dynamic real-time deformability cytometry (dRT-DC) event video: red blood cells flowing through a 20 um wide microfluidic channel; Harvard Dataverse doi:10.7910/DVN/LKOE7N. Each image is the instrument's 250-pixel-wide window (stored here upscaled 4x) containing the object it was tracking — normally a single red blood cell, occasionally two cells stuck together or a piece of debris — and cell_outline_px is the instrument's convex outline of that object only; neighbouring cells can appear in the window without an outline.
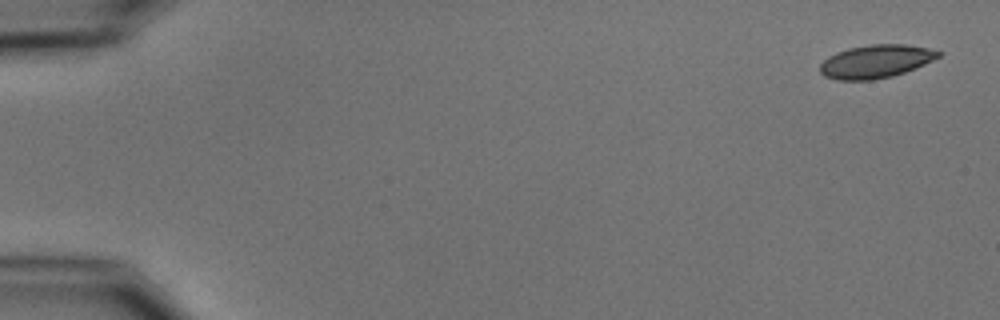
{"species": "common noctule bat (a hibernating species)", "species_latin": "Nyctalus noctula", "temperature_condition": "cold", "stored_images_in_passage": 5, "camera_frame_rate_fps": 3000, "um_per_image_px": 0.085, "animal": {"sex": "male", "body_mass_g": 15.6}, "frame": {"image": 1, "passage_image": 1, "time_ms": 0.0, "image_size_px": [1000, 320], "cell_outline_px": [[944, 52], [940, 56], [924, 64], [904, 72], [892, 76], [872, 80], [840, 80], [824, 76], [820, 72], [820, 64], [828, 56], [836, 52], [848, 48], [872, 44], [904, 44], [928, 48]], "centroid_in_image_um": [74.43, 5.21], "position_along_channel_um": 10.6, "area_um2": 22.83}}
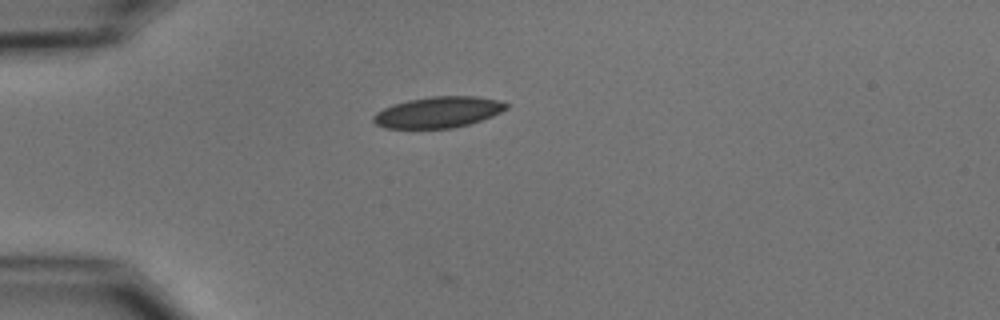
{"frame": {"image": 2, "passage_image": 4, "time_ms": 4.333, "image_size_px": [1000, 320], "cell_outline_px": [[508, 108], [492, 116], [468, 124], [452, 128], [384, 128], [376, 124], [372, 120], [372, 116], [376, 112], [392, 104], [408, 100], [432, 96], [476, 96], [496, 100], [508, 104]], "centroid_in_image_um": [37.21, 9.53], "position_along_channel_um": 47.8, "area_um2": 23.93}}